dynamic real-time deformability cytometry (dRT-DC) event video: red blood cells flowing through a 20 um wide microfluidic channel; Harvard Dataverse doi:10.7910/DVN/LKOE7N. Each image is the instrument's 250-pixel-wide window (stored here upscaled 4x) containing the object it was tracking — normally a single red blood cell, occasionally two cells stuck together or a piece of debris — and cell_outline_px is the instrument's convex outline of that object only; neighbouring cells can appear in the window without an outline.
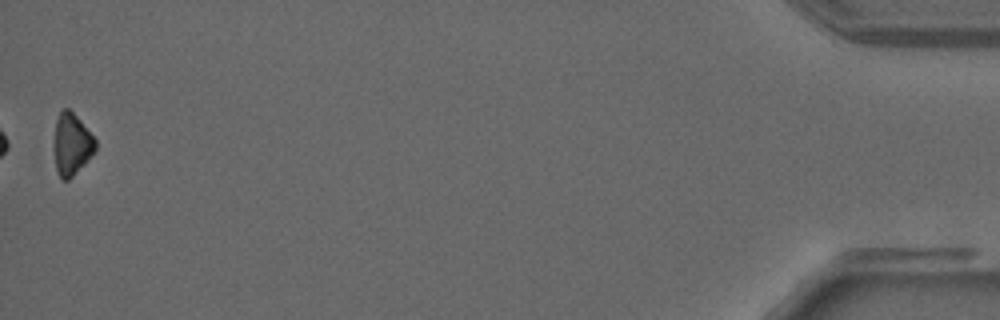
{"species": "common noctule bat (a hibernating species)", "species_latin": "Nyctalus noctula", "temperature_condition": "warm", "stored_images_in_passage": 27, "camera_frame_rate_fps": 3000, "um_per_image_px": 0.085, "animal": {"sex": "male", "forearm_length_mm": 52.5}, "frame": {"image": 1, "passage_image": 27, "time_ms": 8.667, "image_size_px": [1000, 320], "cell_outline_px": [[96, 148], [88, 160], [68, 180], [60, 180], [56, 168], [52, 148], [56, 120], [60, 112], [64, 108], [68, 108], [80, 120], [96, 140]], "centroid_in_image_um": [6.05, 12.28], "position_along_channel_um": 429.1, "area_um2": 15.03}}